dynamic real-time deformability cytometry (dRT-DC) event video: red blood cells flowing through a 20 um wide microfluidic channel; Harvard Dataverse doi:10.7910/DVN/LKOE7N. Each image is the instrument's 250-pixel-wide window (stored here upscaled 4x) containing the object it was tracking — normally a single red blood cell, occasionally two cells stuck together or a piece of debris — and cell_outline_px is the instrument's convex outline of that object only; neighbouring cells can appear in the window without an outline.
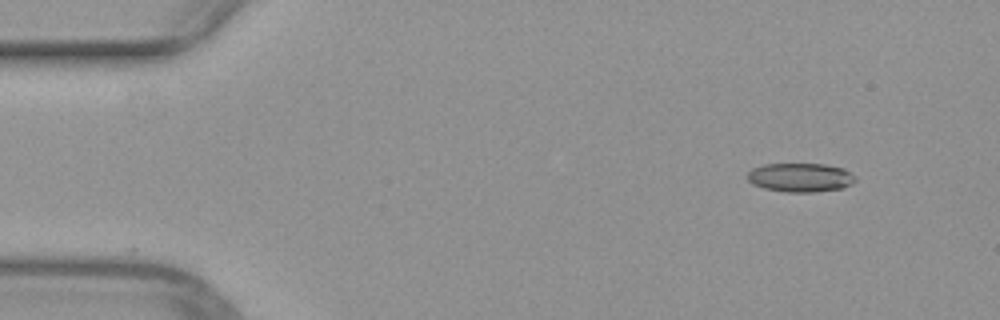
{"species": "common noctule bat (a hibernating species)", "species_latin": "Nyctalus noctula", "temperature_condition": "warm", "stored_images_in_passage": 12, "camera_frame_rate_fps": 3000, "um_per_image_px": 0.085, "animal": {"sex": "female", "body_mass_g": 29.2, "forearm_length_mm": 56.3}, "frame": {"image": 1, "passage_image": 1, "time_ms": 0.0, "image_size_px": [1000, 320], "cell_outline_px": [[856, 180], [852, 184], [844, 188], [816, 192], [788, 192], [764, 188], [752, 184], [748, 180], [748, 172], [752, 168], [764, 164], [824, 164], [844, 168], [856, 176]], "centroid_in_image_um": [68.06, 15.09], "position_along_channel_um": 16.9, "area_um2": 18.32}}